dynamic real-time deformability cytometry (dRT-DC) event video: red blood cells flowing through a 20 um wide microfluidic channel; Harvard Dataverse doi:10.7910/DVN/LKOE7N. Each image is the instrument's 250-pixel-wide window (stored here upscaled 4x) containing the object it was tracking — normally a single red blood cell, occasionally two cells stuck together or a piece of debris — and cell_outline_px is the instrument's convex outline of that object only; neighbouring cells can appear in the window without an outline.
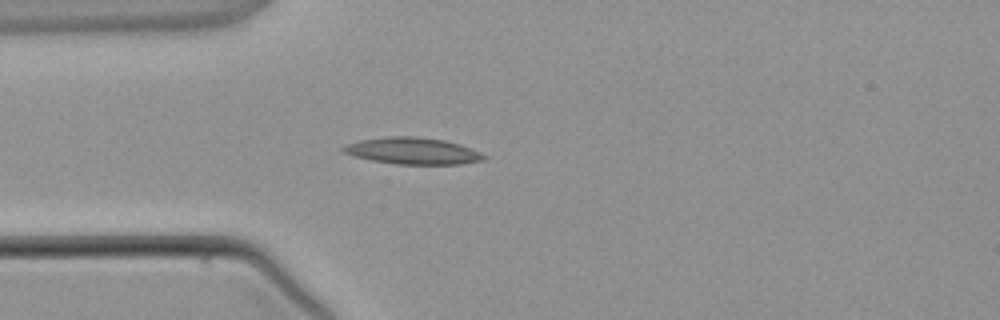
{"species": "common noctule bat (a hibernating species)", "species_latin": "Nyctalus noctula", "temperature_condition": "warm", "stored_images_in_passage": 2, "camera_frame_rate_fps": 3000, "um_per_image_px": 0.085, "animal": {"sex": "male", "body_mass_g": 21.5, "forearm_length_mm": 52.0}, "frame": {"image": 1, "passage_image": 2, "time_ms": 1.333, "image_size_px": [1000, 320], "cell_outline_px": [[488, 160], [460, 164], [396, 164], [372, 160], [356, 156], [344, 152], [340, 148], [344, 144], [360, 140], [392, 136], [416, 136], [444, 140], [460, 144], [480, 152], [488, 156]], "centroid_in_image_um": [35.12, 12.83], "position_along_channel_um": 49.9, "area_um2": 21.91}}